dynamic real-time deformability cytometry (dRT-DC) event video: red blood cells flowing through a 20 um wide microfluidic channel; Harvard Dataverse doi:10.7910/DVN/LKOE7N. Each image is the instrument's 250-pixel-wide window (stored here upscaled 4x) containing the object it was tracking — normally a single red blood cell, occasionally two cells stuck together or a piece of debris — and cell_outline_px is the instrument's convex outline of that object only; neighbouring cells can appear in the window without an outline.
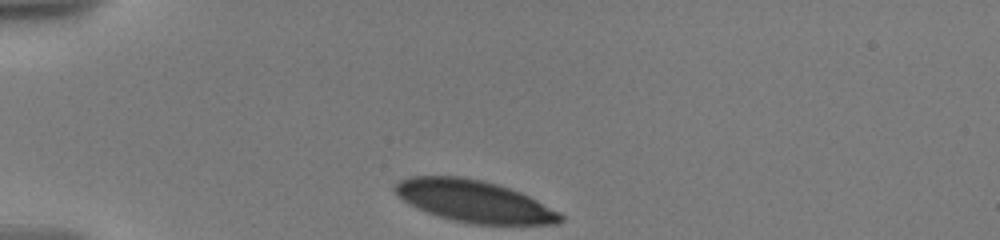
{"species": "human", "species_latin": "Homo sapiens", "temperature_condition": "warm", "stored_images_in_passage": 45, "camera_frame_rate_fps": 3000, "um_per_image_px": 0.085, "donor": {"sex": "male"}, "frame": {"image": 1, "passage_image": 1, "time_ms": 0.0, "image_size_px": [1000, 240], "cell_outline_px": [[564, 220], [556, 224], [468, 224], [452, 220], [428, 212], [404, 200], [392, 188], [400, 180], [412, 176], [460, 176], [480, 180], [496, 184], [520, 192], [560, 212], [564, 216]], "centroid_in_image_um": [40.33, 17.11], "position_along_channel_um": 44.7, "area_um2": 39.88}}
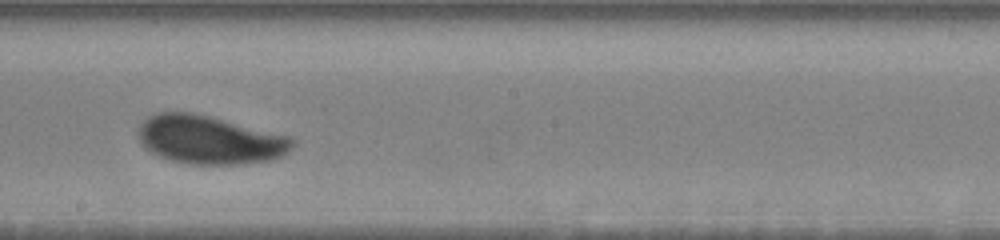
{"frame": {"image": 2, "passage_image": 29, "time_ms": 6.333, "image_size_px": [1000, 240], "cell_outline_px": [[292, 148], [284, 156], [268, 160], [240, 164], [188, 164], [168, 160], [144, 148], [140, 140], [140, 124], [148, 116], [160, 112], [192, 112], [208, 116], [284, 136], [292, 140]], "centroid_in_image_um": [17.75, 11.9], "position_along_channel_um": 230.5, "area_um2": 42.66}}
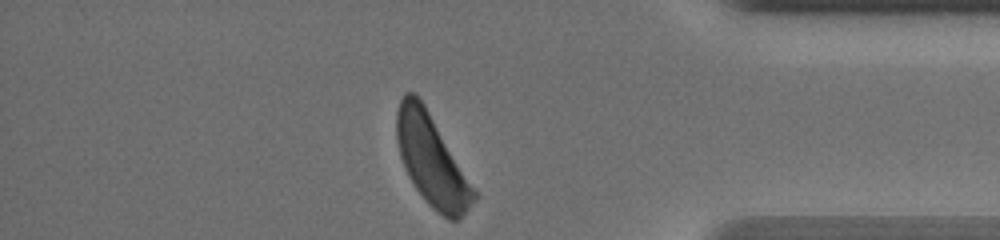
{"frame": {"image": 3, "passage_image": 45, "time_ms": 11.667, "image_size_px": [1000, 240], "cell_outline_px": [[476, 200], [460, 220], [448, 220], [432, 208], [424, 200], [408, 176], [404, 168], [400, 156], [396, 140], [396, 112], [400, 100], [404, 92], [412, 92], [424, 104], [476, 192]], "centroid_in_image_um": [36.66, 13.66], "position_along_channel_um": 398.5, "area_um2": 40.29}, "authors_computed_cell_mechanics": {"area_um2": 43.2922, "velocity_mm_per_s": 3.517, "shape_relaxation_time_tau1_ms": 2.5924, "shape_relaxation_time_tau2_ms": null, "deformation_change_tau1": 0.124, "deformation_change_tau2": null}}